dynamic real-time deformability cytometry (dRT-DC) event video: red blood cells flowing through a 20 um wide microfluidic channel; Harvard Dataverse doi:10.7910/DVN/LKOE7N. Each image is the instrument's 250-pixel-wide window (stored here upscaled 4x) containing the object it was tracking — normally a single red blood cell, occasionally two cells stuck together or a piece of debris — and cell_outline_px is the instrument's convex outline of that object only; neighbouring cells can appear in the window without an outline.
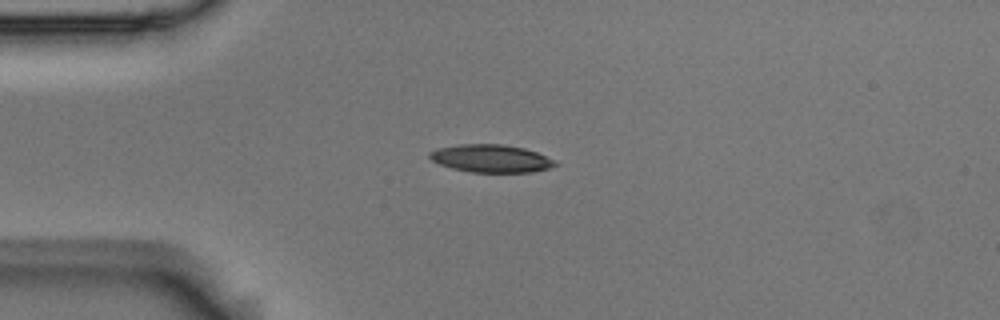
{"species": "Egyptian fruit bat (a non-hibernating species)", "species_latin": "Rousettus aegyptiacus", "temperature_condition": "room temperature", "stored_images_in_passage": 7, "camera_frame_rate_fps": 3000, "um_per_image_px": 0.085, "animal": {"sex": "male"}, "frame": {"image": 1, "passage_image": 1, "time_ms": 0.0, "image_size_px": [1000, 320], "cell_outline_px": [[556, 164], [548, 168], [532, 172], [472, 172], [452, 168], [440, 164], [432, 160], [428, 156], [428, 152], [436, 148], [460, 144], [504, 144], [524, 148], [536, 152], [556, 160]], "centroid_in_image_um": [41.71, 13.46], "position_along_channel_um": 43.3, "area_um2": 20.29}}
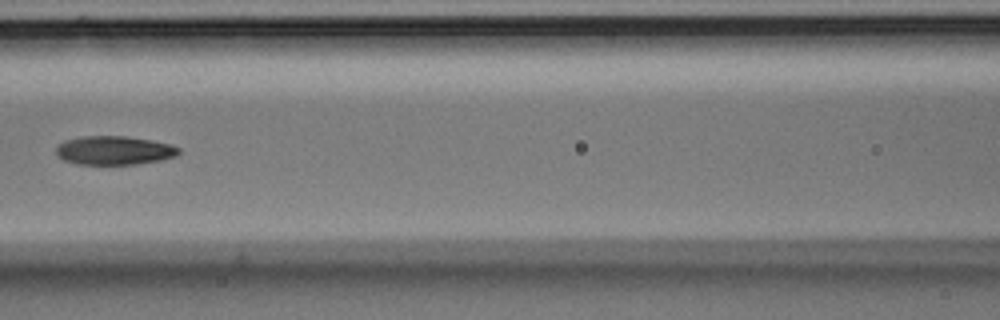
{"frame": {"image": 2, "passage_image": 4, "time_ms": 1.0, "image_size_px": [1000, 320], "cell_outline_px": [[180, 152], [176, 156], [160, 160], [136, 164], [76, 164], [64, 160], [56, 156], [56, 148], [64, 140], [80, 136], [124, 136], [148, 140], [168, 144], [180, 148]], "centroid_in_image_um": [9.66, 12.79], "position_along_channel_um": 156.9, "area_um2": 20.46}}
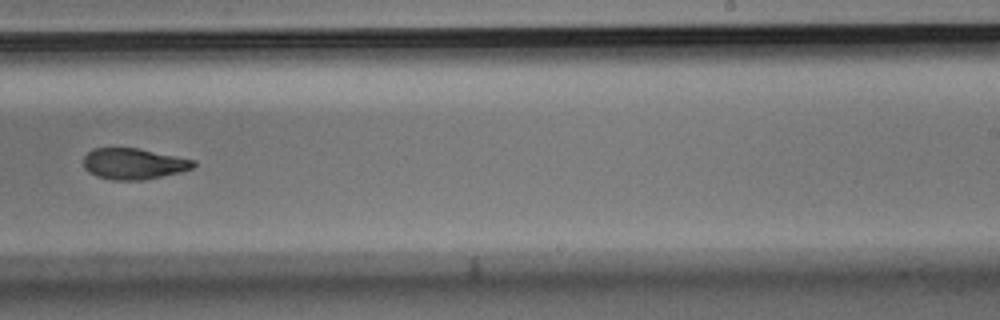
{"frame": {"image": 3, "passage_image": 7, "time_ms": 2.0, "image_size_px": [1000, 320], "cell_outline_px": [[196, 164], [192, 168], [180, 172], [144, 180], [112, 180], [96, 176], [88, 172], [84, 168], [84, 156], [92, 148], [136, 148], [196, 160]], "centroid_in_image_um": [11.34, 13.92], "position_along_channel_um": 277.7, "area_um2": 19.88}}